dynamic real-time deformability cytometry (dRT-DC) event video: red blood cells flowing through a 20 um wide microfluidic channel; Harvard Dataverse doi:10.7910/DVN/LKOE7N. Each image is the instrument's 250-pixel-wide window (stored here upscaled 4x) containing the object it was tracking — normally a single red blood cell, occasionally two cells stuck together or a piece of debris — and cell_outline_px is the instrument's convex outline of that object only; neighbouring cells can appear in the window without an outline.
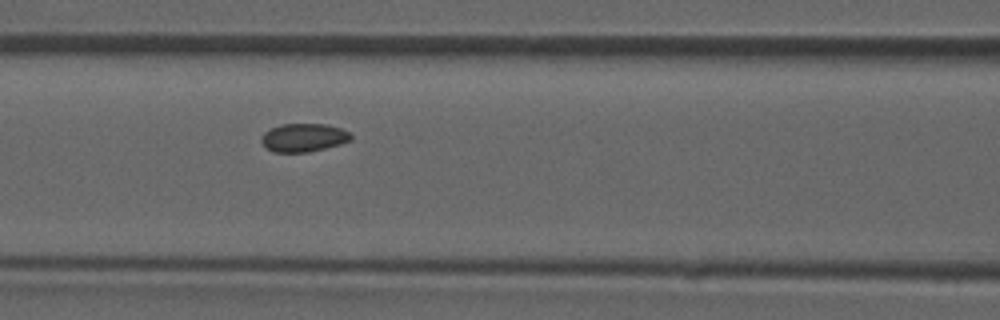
{"species": "common noctule bat (a hibernating species)", "species_latin": "Nyctalus noctula", "temperature_condition": "room temperature", "stored_images_in_passage": 48, "camera_frame_rate_fps": 3000, "um_per_image_px": 0.085, "animal": {"sex": "male", "forearm_length_mm": 52.5}, "frame": {"image": 1, "passage_image": 21, "time_ms": 6.667, "image_size_px": [1000, 320], "cell_outline_px": [[352, 140], [340, 144], [308, 152], [272, 152], [260, 140], [260, 136], [264, 132], [280, 124], [328, 124], [352, 132]], "centroid_in_image_um": [25.83, 11.69], "position_along_channel_um": 140.8, "area_um2": 14.85}}